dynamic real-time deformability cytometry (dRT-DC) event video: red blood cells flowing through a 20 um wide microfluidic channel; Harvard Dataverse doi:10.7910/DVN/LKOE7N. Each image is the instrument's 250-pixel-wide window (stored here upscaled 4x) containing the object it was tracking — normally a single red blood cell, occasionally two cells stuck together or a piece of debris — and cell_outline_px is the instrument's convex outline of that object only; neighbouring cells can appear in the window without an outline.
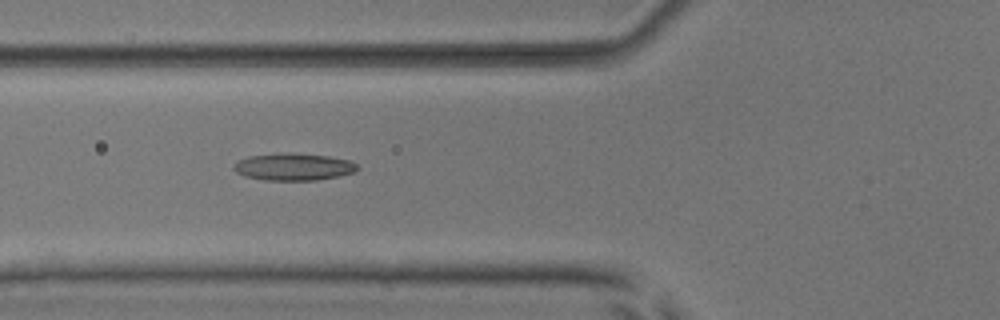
{"species": "common noctule bat (a hibernating species)", "species_latin": "Nyctalus noctula", "temperature_condition": "room temperature", "stored_images_in_passage": 7, "camera_frame_rate_fps": 3000, "um_per_image_px": 0.085, "animal": {"sex": "male", "body_mass_g": 17.9, "forearm_length_mm": 54.2}, "frame": {"image": 1, "passage_image": 6, "time_ms": 6.0, "image_size_px": [1000, 320], "cell_outline_px": [[360, 168], [352, 172], [340, 176], [316, 180], [264, 180], [244, 176], [236, 172], [232, 168], [232, 164], [248, 156], [328, 156], [348, 160], [356, 164]], "centroid_in_image_um": [24.95, 14.24], "position_along_channel_um": 100.9, "area_um2": 18.44}}
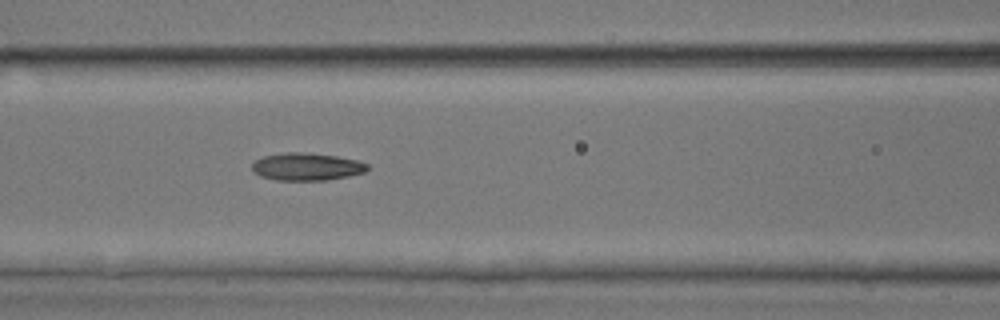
{"frame": {"image": 2, "passage_image": 7, "time_ms": 7.0, "image_size_px": [1000, 320], "cell_outline_px": [[368, 168], [364, 172], [348, 176], [328, 180], [276, 180], [260, 176], [252, 168], [252, 164], [256, 160], [264, 156], [284, 152], [300, 152], [336, 156], [356, 160], [368, 164]], "centroid_in_image_um": [26.06, 14.17], "position_along_channel_um": 140.5, "area_um2": 18.32}}